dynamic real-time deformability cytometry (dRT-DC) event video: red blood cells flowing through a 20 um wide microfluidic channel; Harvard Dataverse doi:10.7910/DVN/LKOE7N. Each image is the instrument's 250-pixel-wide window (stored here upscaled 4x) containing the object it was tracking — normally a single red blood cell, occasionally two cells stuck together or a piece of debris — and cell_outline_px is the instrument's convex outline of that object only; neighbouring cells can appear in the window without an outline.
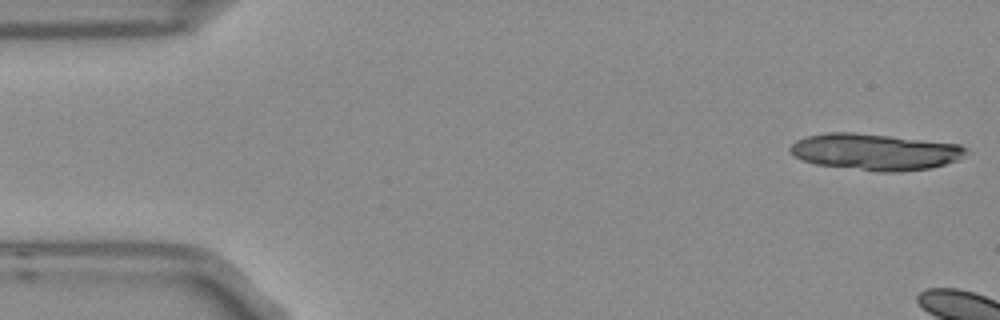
{"species": "Egyptian fruit bat (a non-hibernating species)", "species_latin": "Rousettus aegyptiacus", "temperature_condition": "room temperature", "stored_images_in_passage": 3, "camera_frame_rate_fps": 3000, "um_per_image_px": 0.085, "frame": {"image": 1, "passage_image": 1, "time_ms": 0.0, "image_size_px": [1000, 320], "cell_outline_px": [[972, 152], [956, 160], [932, 168], [896, 172], [876, 172], [816, 164], [804, 160], [796, 156], [788, 148], [796, 140], [808, 136], [828, 132], [856, 132], [960, 144], [968, 148]], "centroid_in_image_um": [74.43, 12.91], "position_along_channel_um": 10.6, "area_um2": 37.51}}